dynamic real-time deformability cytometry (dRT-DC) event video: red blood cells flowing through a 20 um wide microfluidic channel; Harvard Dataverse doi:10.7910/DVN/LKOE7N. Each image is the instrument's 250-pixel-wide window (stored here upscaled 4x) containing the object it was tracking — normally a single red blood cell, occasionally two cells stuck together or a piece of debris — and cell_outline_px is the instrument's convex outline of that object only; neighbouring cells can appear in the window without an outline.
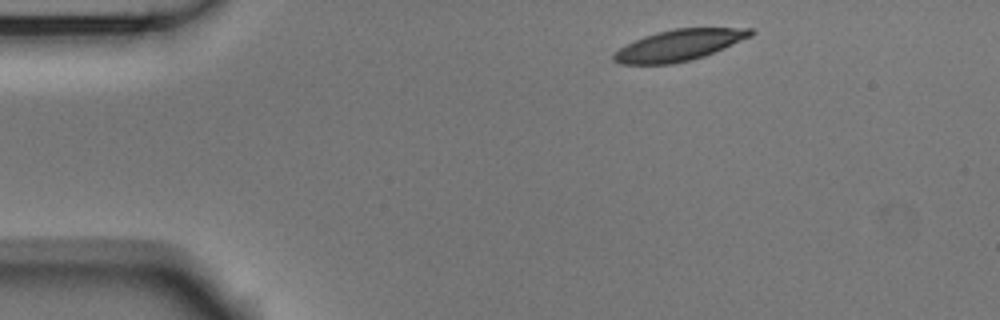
{"species": "Egyptian fruit bat (a non-hibernating species)", "species_latin": "Rousettus aegyptiacus", "temperature_condition": "room temperature", "stored_images_in_passage": 2, "camera_frame_rate_fps": 3000, "um_per_image_px": 0.085, "animal": {"sex": "male"}, "frame": {"image": 1, "passage_image": 1, "time_ms": 0.0, "image_size_px": [1000, 320], "cell_outline_px": [[756, 32], [752, 36], [704, 56], [692, 60], [668, 64], [620, 64], [612, 60], [612, 52], [624, 44], [644, 36], [656, 32], [676, 28], [752, 28]], "centroid_in_image_um": [57.67, 3.84], "position_along_channel_um": 27.3, "area_um2": 25.03}}